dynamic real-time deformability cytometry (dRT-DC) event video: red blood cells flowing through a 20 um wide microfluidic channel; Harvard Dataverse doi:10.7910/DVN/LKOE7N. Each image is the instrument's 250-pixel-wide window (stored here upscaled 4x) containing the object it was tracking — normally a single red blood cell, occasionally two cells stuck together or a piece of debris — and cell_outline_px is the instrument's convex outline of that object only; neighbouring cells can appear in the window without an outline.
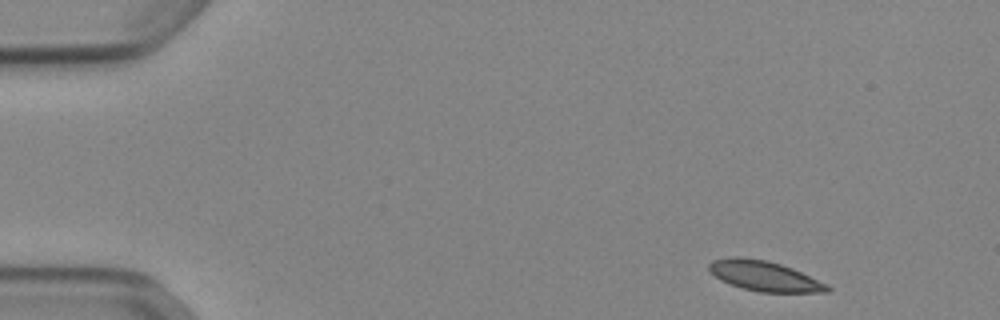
{"species": "Egyptian fruit bat (a non-hibernating species)", "species_latin": "Rousettus aegyptiacus", "temperature_condition": "cold", "stored_images_in_passage": 48, "camera_frame_rate_fps": 3000, "um_per_image_px": 0.085, "animal": {"sex": "female"}, "frame": {"image": 1, "passage_image": 1, "time_ms": 0.0, "image_size_px": [1000, 320], "cell_outline_px": [[832, 288], [828, 292], [760, 292], [744, 288], [720, 280], [708, 268], [708, 264], [712, 260], [736, 256], [768, 260], [792, 268], [828, 284]], "centroid_in_image_um": [64.99, 23.45], "position_along_channel_um": 20.0, "area_um2": 20.58}}
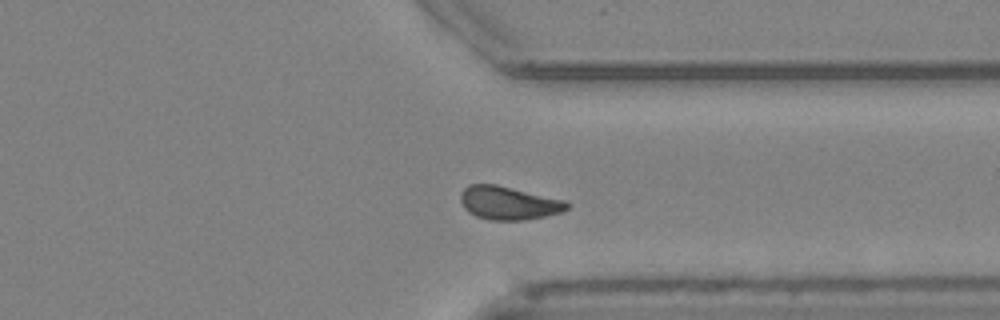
{"frame": {"image": 2, "passage_image": 36, "time_ms": 11.667, "image_size_px": [1000, 320], "cell_outline_px": [[572, 204], [568, 208], [560, 212], [544, 216], [524, 220], [492, 220], [476, 216], [468, 212], [464, 208], [460, 200], [460, 192], [468, 184], [496, 184], [564, 200]], "centroid_in_image_um": [43.2, 17.25], "position_along_channel_um": 368.2, "area_um2": 20.63}}
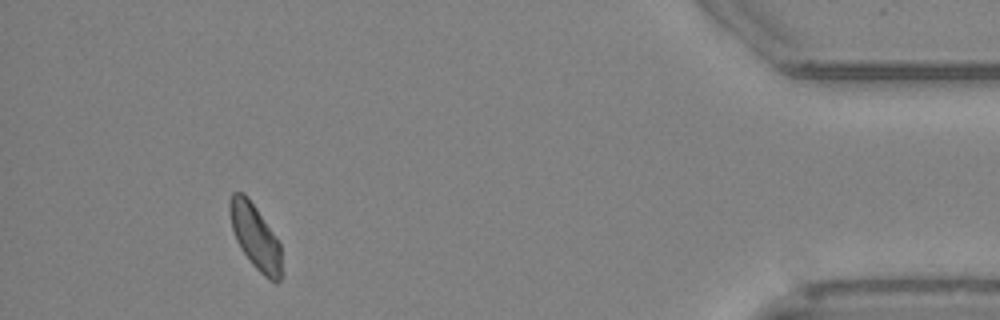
{"frame": {"image": 3, "passage_image": 44, "time_ms": 14.333, "image_size_px": [1000, 320], "cell_outline_px": [[280, 280], [276, 284], [268, 280], [252, 264], [240, 248], [236, 240], [232, 228], [228, 208], [228, 204], [232, 192], [244, 192], [248, 196], [280, 240]], "centroid_in_image_um": [21.69, 20.09], "position_along_channel_um": 413.5, "area_um2": 19.83}, "authors_computed_cell_mechanics": {"area_um2": 20.7791, "velocity_mm_per_s": 3.8463, "shape_relaxation_time_tau1_ms": 6.6653, "shape_relaxation_time_tau2_ms": 4.8981, "deformation_change_tau1": 0.1157, "deformation_change_tau2": 0.076}}